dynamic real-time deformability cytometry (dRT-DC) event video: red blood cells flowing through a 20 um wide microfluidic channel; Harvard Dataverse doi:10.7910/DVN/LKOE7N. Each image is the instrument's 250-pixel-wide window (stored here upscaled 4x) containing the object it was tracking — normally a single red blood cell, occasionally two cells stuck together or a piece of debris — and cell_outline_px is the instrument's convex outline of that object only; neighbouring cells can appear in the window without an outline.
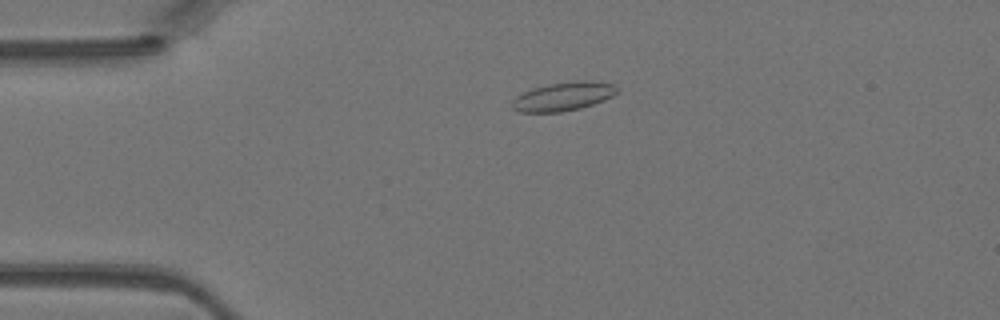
{"species": "Egyptian fruit bat (a non-hibernating species)", "species_latin": "Rousettus aegyptiacus", "temperature_condition": "warm", "stored_images_in_passage": 36, "camera_frame_rate_fps": 3000, "um_per_image_px": 0.085, "animal": {"sex": "female"}, "frame": {"image": 1, "passage_image": 7, "time_ms": 2.0, "image_size_px": [1000, 320], "cell_outline_px": [[620, 88], [612, 96], [604, 100], [580, 108], [560, 112], [520, 112], [512, 108], [512, 100], [516, 96], [532, 88], [548, 84], [576, 80], [592, 80], [612, 84]], "centroid_in_image_um": [47.88, 8.18], "position_along_channel_um": 37.1, "area_um2": 17.57}}
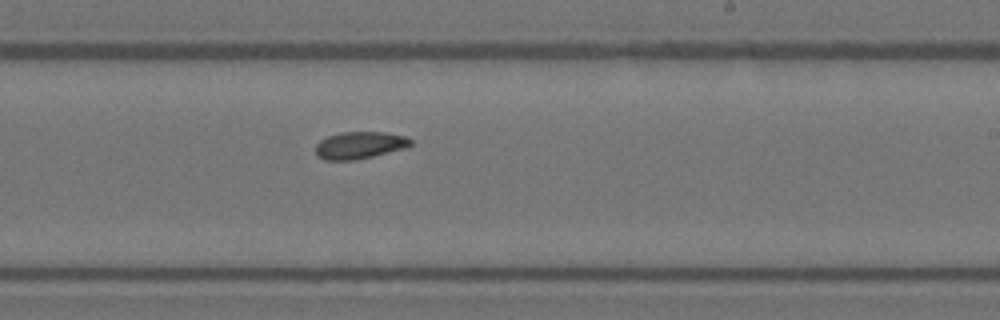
{"frame": {"image": 2, "passage_image": 24, "time_ms": 7.667, "image_size_px": [1000, 320], "cell_outline_px": [[412, 144], [408, 148], [372, 156], [352, 160], [324, 160], [316, 156], [316, 144], [320, 140], [328, 136], [340, 132], [384, 132], [404, 136], [412, 140]], "centroid_in_image_um": [30.57, 12.34], "position_along_channel_um": 258.4, "area_um2": 15.09}}
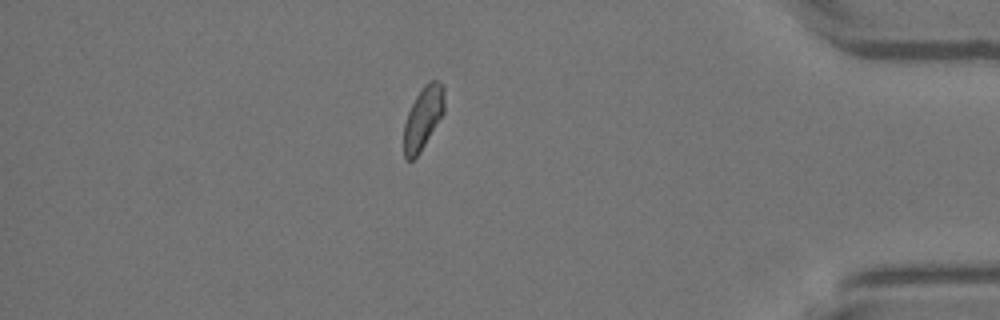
{"frame": {"image": 3, "passage_image": 36, "time_ms": 11.667, "image_size_px": [1000, 320], "cell_outline_px": [[444, 112], [420, 152], [412, 160], [404, 160], [404, 124], [408, 112], [416, 96], [424, 84], [428, 80], [436, 80], [444, 84]], "centroid_in_image_um": [35.96, 10.0], "position_along_channel_um": 399.2, "area_um2": 14.8}}